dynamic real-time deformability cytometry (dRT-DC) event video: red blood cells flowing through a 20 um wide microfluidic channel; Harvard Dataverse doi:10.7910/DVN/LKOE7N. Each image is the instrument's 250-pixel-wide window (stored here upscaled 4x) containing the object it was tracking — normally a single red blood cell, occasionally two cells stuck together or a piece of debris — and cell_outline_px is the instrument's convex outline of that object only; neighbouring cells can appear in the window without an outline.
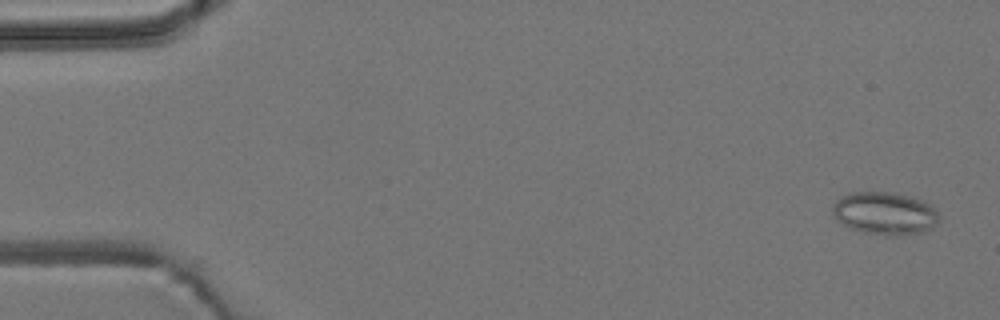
{"species": "common noctule bat (a hibernating species)", "species_latin": "Nyctalus noctula", "temperature_condition": "room temperature", "stored_images_in_passage": 53, "camera_frame_rate_fps": 3000, "um_per_image_px": 0.085, "animal": {"sex": "male", "body_mass_g": 19.2, "forearm_length_mm": 51.8}, "frame": {"image": 1, "passage_image": 2, "time_ms": 0.333, "image_size_px": [1000, 320], "cell_outline_px": [[940, 220], [932, 228], [924, 232], [896, 236], [888, 236], [864, 232], [848, 228], [836, 220], [832, 212], [832, 204], [840, 196], [852, 192], [896, 192], [912, 196], [932, 204], [940, 216]], "centroid_in_image_um": [75.22, 18.13], "position_along_channel_um": 9.8, "area_um2": 27.17}}
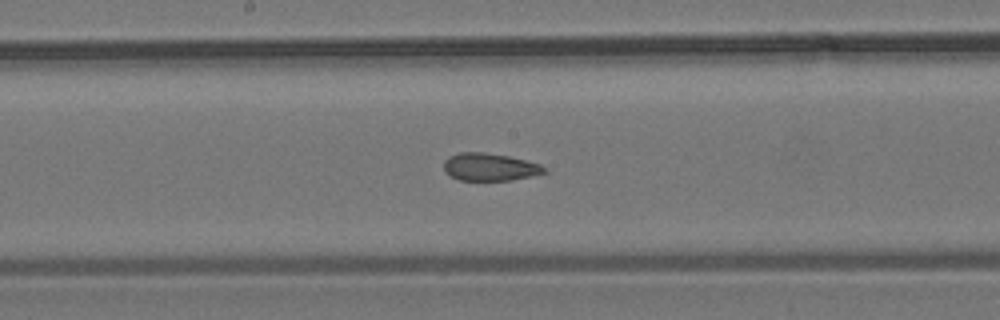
{"frame": {"image": 2, "passage_image": 28, "time_ms": 9.0, "image_size_px": [1000, 320], "cell_outline_px": [[548, 172], [512, 180], [460, 180], [448, 176], [444, 172], [444, 160], [448, 156], [460, 152], [484, 152], [508, 156], [540, 164]], "centroid_in_image_um": [41.57, 14.19], "position_along_channel_um": 206.6, "area_um2": 16.18}}
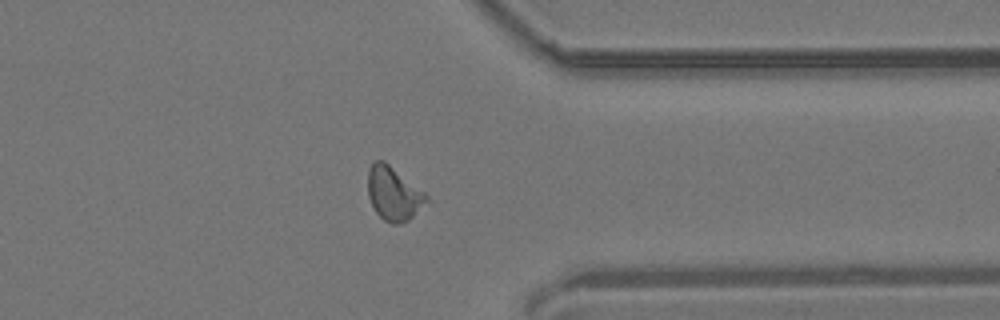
{"frame": {"image": 3, "passage_image": 42, "time_ms": 13.667, "image_size_px": [1000, 320], "cell_outline_px": [[432, 200], [408, 220], [400, 224], [392, 224], [384, 220], [376, 212], [368, 196], [368, 168], [376, 160], [384, 160], [424, 192]], "centroid_in_image_um": [33.48, 16.47], "position_along_channel_um": 377.9, "area_um2": 18.38}, "authors_computed_cell_mechanics": {"area_um2": 17.8024, "velocity_mm_per_s": 3.8342, "shape_relaxation_time_tau1_ms": null, "shape_relaxation_time_tau2_ms": 3.0619, "deformation_change_tau1": null, "deformation_change_tau2": 0.1267}}